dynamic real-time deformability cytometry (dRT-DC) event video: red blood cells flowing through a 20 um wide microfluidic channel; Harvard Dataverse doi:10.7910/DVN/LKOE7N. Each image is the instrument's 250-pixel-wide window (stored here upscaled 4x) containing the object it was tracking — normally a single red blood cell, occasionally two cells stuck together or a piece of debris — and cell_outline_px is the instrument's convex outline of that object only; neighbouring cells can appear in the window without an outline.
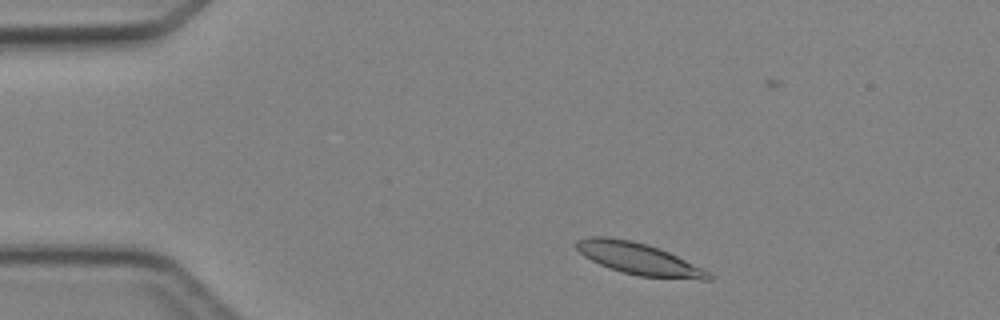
{"species": "Egyptian fruit bat (a non-hibernating species)", "species_latin": "Rousettus aegyptiacus", "temperature_condition": "cold", "stored_images_in_passage": 4, "camera_frame_rate_fps": 3000, "um_per_image_px": 0.085, "animal": {"sex": "female"}, "frame": {"image": 1, "passage_image": 1, "time_ms": 0.0, "image_size_px": [1000, 320], "cell_outline_px": [[712, 280], [700, 280], [640, 276], [608, 268], [584, 256], [576, 248], [576, 240], [588, 236], [608, 236], [632, 240], [668, 252], [708, 272], [712, 276]], "centroid_in_image_um": [54.23, 21.99], "position_along_channel_um": 30.8, "area_um2": 24.04}}
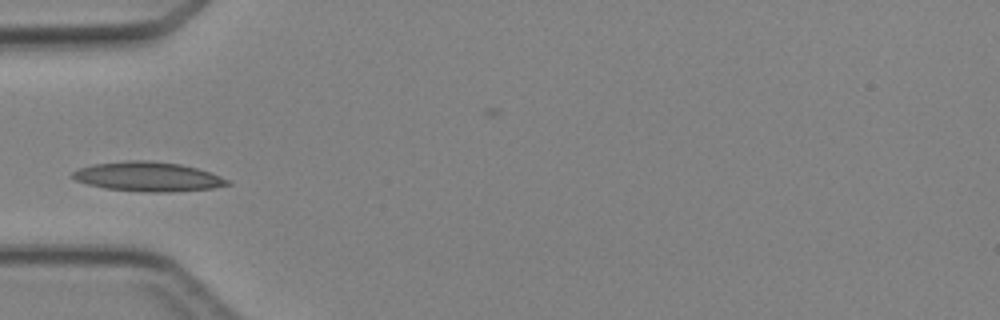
{"frame": {"image": 2, "passage_image": 3, "time_ms": 2.333, "image_size_px": [1000, 320], "cell_outline_px": [[232, 184], [212, 188], [168, 192], [148, 192], [104, 188], [88, 184], [76, 180], [68, 176], [72, 172], [80, 168], [92, 164], [128, 160], [148, 160], [180, 164], [196, 168], [220, 176], [228, 180]], "centroid_in_image_um": [12.53, 15.01], "position_along_channel_um": 72.5, "area_um2": 26.47}}
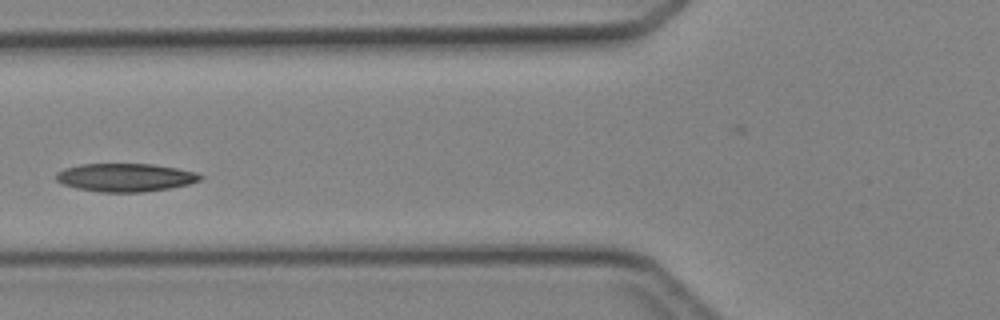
{"frame": {"image": 3, "passage_image": 4, "time_ms": 3.333, "image_size_px": [1000, 320], "cell_outline_px": [[204, 176], [200, 180], [188, 184], [168, 188], [144, 192], [100, 192], [76, 188], [64, 184], [56, 180], [56, 172], [64, 168], [80, 164], [152, 164], [176, 168], [196, 172]], "centroid_in_image_um": [10.64, 15.08], "position_along_channel_um": 115.2, "area_um2": 23.64}}